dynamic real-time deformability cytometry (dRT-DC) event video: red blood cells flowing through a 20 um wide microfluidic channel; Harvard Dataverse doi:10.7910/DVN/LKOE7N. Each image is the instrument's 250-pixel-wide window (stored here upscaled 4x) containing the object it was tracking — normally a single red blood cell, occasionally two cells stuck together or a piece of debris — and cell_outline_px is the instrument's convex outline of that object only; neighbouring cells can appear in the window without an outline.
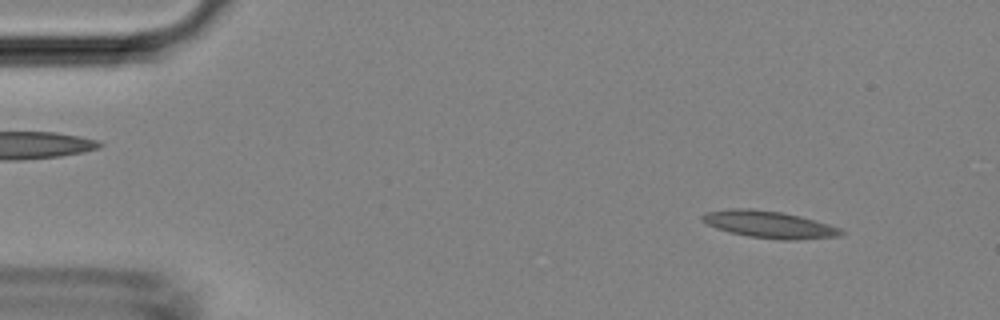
{"species": "Egyptian fruit bat (a non-hibernating species)", "species_latin": "Rousettus aegyptiacus", "temperature_condition": "room temperature", "stored_images_in_passage": 45, "camera_frame_rate_fps": 3000, "um_per_image_px": 0.085, "animal": {"sex": "female"}, "frame": {"image": 1, "passage_image": 4, "time_ms": 1.0, "image_size_px": [1000, 320], "cell_outline_px": [[844, 232], [840, 236], [796, 240], [780, 240], [748, 236], [728, 232], [716, 228], [700, 220], [700, 216], [704, 212], [728, 208], [752, 208], [780, 212], [800, 216], [828, 224], [840, 228]], "centroid_in_image_um": [65.32, 19.07], "position_along_channel_um": 19.7, "area_um2": 22.02}}
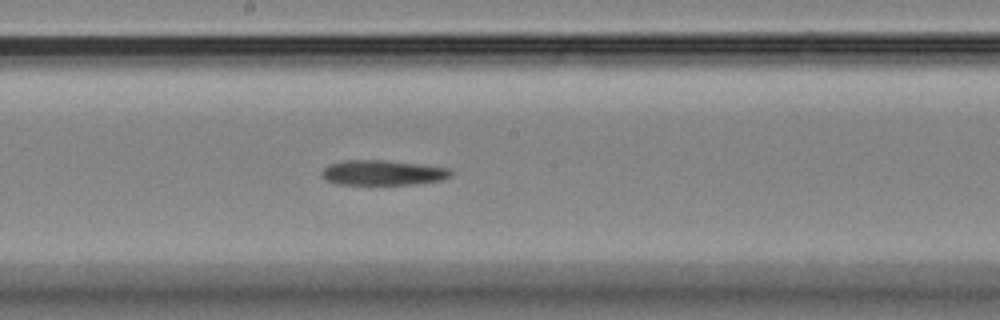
{"frame": {"image": 2, "passage_image": 24, "time_ms": 7.667, "image_size_px": [1000, 320], "cell_outline_px": [[452, 176], [444, 180], [416, 184], [336, 184], [324, 180], [320, 176], [320, 172], [328, 164], [340, 160], [384, 160], [420, 164], [452, 168]], "centroid_in_image_um": [32.52, 14.68], "position_along_channel_um": 215.7, "area_um2": 19.25}}
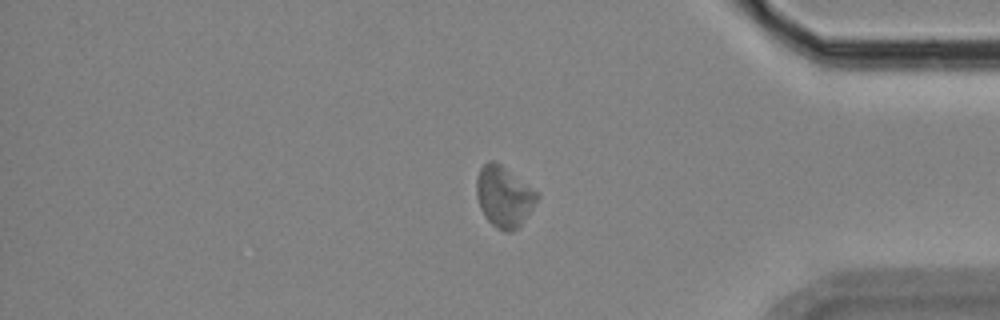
{"frame": {"image": 3, "passage_image": 38, "time_ms": 12.333, "image_size_px": [1000, 320], "cell_outline_px": [[540, 196], [532, 208], [520, 224], [512, 232], [504, 232], [496, 228], [484, 216], [480, 208], [476, 196], [476, 176], [480, 168], [488, 160], [492, 160], [500, 164], [540, 192]], "centroid_in_image_um": [42.82, 16.69], "position_along_channel_um": 392.4, "area_um2": 21.62}}